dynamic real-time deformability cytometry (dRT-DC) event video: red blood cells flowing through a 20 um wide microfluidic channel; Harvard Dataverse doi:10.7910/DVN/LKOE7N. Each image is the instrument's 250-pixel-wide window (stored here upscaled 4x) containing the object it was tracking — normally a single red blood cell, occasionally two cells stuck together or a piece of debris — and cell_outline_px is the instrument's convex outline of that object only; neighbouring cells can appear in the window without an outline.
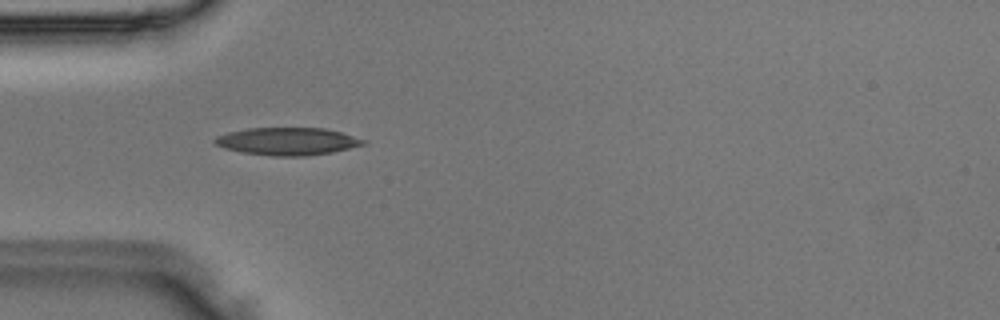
{"species": "Egyptian fruit bat (a non-hibernating species)", "species_latin": "Rousettus aegyptiacus", "temperature_condition": "room temperature", "stored_images_in_passage": 31, "camera_frame_rate_fps": 3000, "um_per_image_px": 0.085, "animal": {"sex": "male"}, "frame": {"image": 1, "passage_image": 3, "time_ms": 0.667, "image_size_px": [1000, 320], "cell_outline_px": [[368, 144], [332, 152], [304, 156], [272, 156], [244, 152], [224, 148], [216, 144], [212, 140], [216, 136], [228, 132], [248, 128], [324, 128], [340, 132], [368, 140]], "centroid_in_image_um": [24.46, 12.01], "position_along_channel_um": 60.5, "area_um2": 23.87}}
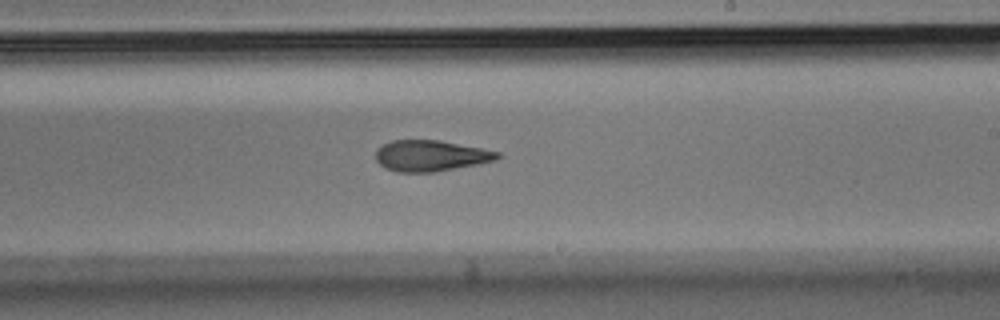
{"frame": {"image": 2, "passage_image": 17, "time_ms": 5.333, "image_size_px": [1000, 320], "cell_outline_px": [[500, 156], [496, 160], [476, 164], [432, 172], [400, 172], [384, 168], [376, 160], [376, 148], [392, 140], [436, 140], [480, 148], [500, 152]], "centroid_in_image_um": [36.56, 13.24], "position_along_channel_um": 252.4, "area_um2": 21.68}}
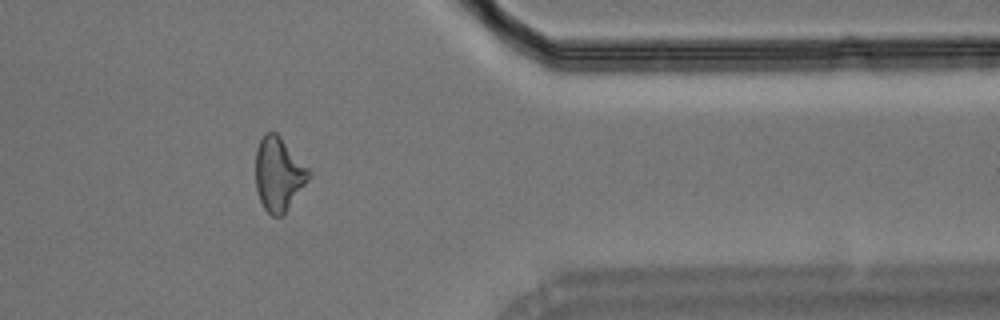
{"frame": {"image": 3, "passage_image": 28, "time_ms": 9.0, "image_size_px": [1000, 320], "cell_outline_px": [[312, 172], [308, 180], [284, 212], [280, 216], [272, 216], [264, 208], [260, 200], [256, 188], [256, 148], [264, 132], [276, 132], [280, 136]], "centroid_in_image_um": [23.67, 14.76], "position_along_channel_um": 387.7, "area_um2": 22.48}}